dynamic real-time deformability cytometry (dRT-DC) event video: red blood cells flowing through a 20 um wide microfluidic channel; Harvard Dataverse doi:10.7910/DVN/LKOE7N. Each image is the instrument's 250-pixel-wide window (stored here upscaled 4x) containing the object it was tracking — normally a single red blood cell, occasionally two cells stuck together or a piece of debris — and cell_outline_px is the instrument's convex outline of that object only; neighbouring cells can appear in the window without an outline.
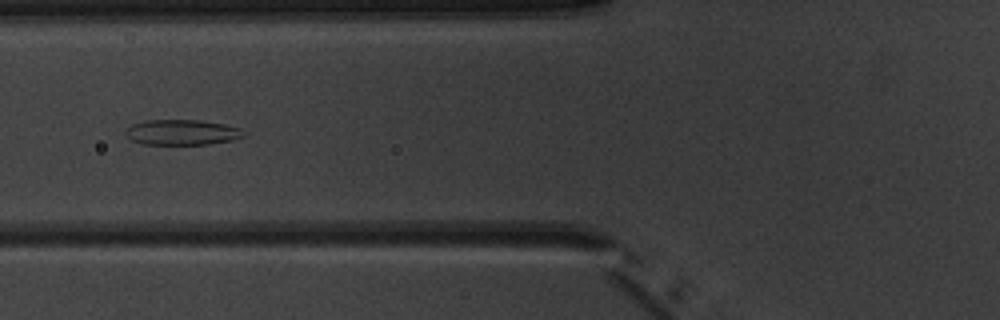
{"species": "common noctule bat (a hibernating species)", "species_latin": "Nyctalus noctula", "temperature_condition": "warm", "stored_images_in_passage": 6, "camera_frame_rate_fps": 3000, "um_per_image_px": 0.085, "animal": {"sex": "male", "body_mass_g": 20.1, "forearm_length_mm": 53.5}, "frame": {"image": 1, "passage_image": 6, "time_ms": 6.667, "image_size_px": [1000, 320], "cell_outline_px": [[248, 132], [244, 136], [232, 140], [208, 144], [144, 144], [132, 140], [124, 136], [124, 132], [132, 124], [144, 120], [200, 120], [224, 124], [240, 128]], "centroid_in_image_um": [15.47, 11.24], "position_along_channel_um": 110.3, "area_um2": 17.57}}